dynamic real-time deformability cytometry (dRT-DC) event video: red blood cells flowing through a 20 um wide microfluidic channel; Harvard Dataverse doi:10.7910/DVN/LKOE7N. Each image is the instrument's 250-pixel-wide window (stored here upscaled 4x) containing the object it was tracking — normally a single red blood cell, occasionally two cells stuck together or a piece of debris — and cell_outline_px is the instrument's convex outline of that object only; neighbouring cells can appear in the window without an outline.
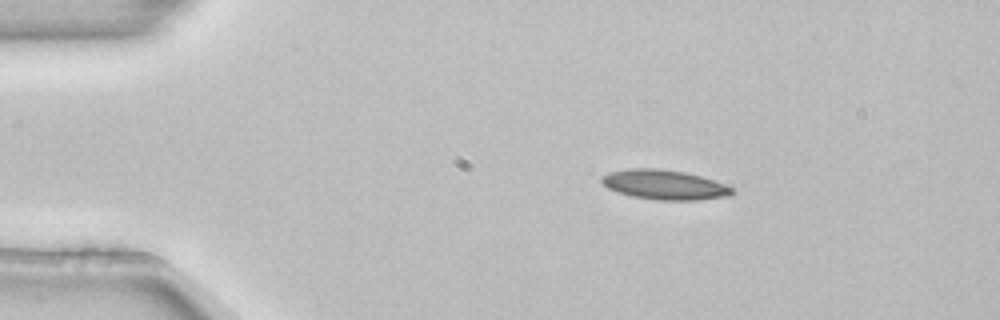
{"species": "common noctule bat (a hibernating species)", "species_latin": "Nyctalus noctula", "temperature_condition": "room temperature", "stored_images_in_passage": 4, "camera_frame_rate_fps": 3000, "um_per_image_px": 0.085, "animal": {"sex": "female", "body_mass_g": 22.7, "forearm_length_mm": 54.2}, "frame": {"image": 1, "passage_image": 3, "time_ms": 0.667, "image_size_px": [1000, 320], "cell_outline_px": [[736, 192], [732, 196], [696, 200], [660, 200], [632, 196], [608, 188], [600, 180], [600, 176], [612, 172], [628, 168], [660, 168], [684, 172], [700, 176], [712, 180], [732, 188]], "centroid_in_image_um": [56.49, 15.7], "position_along_channel_um": 28.5, "area_um2": 22.43}}